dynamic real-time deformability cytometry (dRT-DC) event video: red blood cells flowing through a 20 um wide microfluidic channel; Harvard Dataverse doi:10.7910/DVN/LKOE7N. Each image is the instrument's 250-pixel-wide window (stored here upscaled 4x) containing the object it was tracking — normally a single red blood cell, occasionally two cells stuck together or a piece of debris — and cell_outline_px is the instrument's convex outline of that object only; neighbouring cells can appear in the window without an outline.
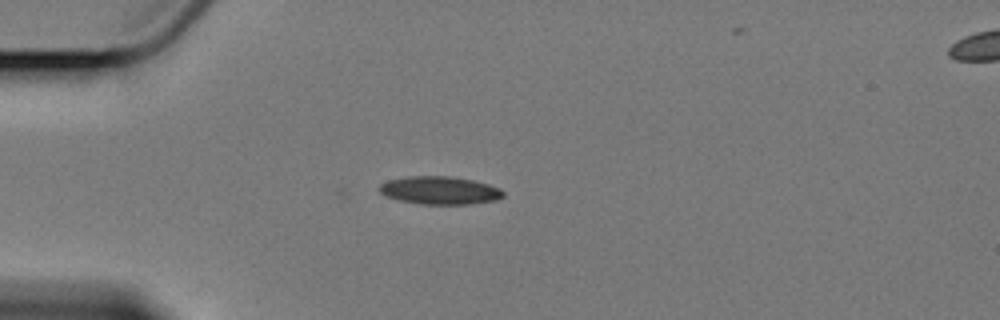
{"species": "Egyptian fruit bat (a non-hibernating species)", "species_latin": "Rousettus aegyptiacus", "temperature_condition": "cold", "stored_images_in_passage": 6, "camera_frame_rate_fps": 3000, "um_per_image_px": 0.085, "animal": {"sex": "female"}, "frame": {"image": 1, "passage_image": 6, "time_ms": 7.0, "image_size_px": [1000, 320], "cell_outline_px": [[504, 196], [496, 200], [468, 204], [420, 204], [400, 200], [384, 196], [380, 192], [380, 184], [388, 180], [408, 176], [452, 176], [472, 180], [488, 184], [500, 188], [504, 192]], "centroid_in_image_um": [37.38, 16.18], "position_along_channel_um": 47.6, "area_um2": 20.17}}